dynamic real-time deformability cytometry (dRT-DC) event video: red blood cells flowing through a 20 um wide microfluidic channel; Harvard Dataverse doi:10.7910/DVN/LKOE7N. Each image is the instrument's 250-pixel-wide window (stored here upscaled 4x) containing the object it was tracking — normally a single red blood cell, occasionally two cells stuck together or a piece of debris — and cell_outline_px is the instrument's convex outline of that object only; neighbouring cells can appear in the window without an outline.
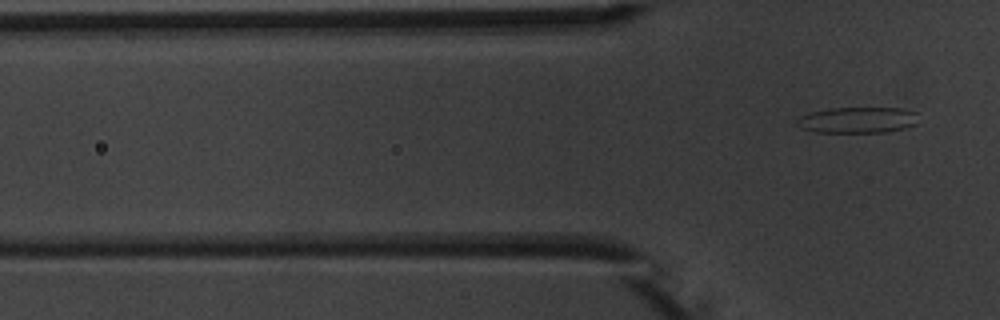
{"species": "common noctule bat (a hibernating species)", "species_latin": "Nyctalus noctula", "temperature_condition": "warm", "stored_images_in_passage": 7, "camera_frame_rate_fps": 3000, "um_per_image_px": 0.085, "animal": {"sex": "male", "body_mass_g": 20.1, "forearm_length_mm": 53.5}, "frame": {"image": 1, "passage_image": 7, "time_ms": 7.667, "image_size_px": [1000, 320], "cell_outline_px": [[916, 124], [904, 128], [888, 132], [816, 132], [800, 128], [796, 124], [796, 120], [800, 116], [812, 112], [832, 108], [904, 108], [916, 112]], "centroid_in_image_um": [72.89, 10.2], "position_along_channel_um": 52.9, "area_um2": 18.38}}